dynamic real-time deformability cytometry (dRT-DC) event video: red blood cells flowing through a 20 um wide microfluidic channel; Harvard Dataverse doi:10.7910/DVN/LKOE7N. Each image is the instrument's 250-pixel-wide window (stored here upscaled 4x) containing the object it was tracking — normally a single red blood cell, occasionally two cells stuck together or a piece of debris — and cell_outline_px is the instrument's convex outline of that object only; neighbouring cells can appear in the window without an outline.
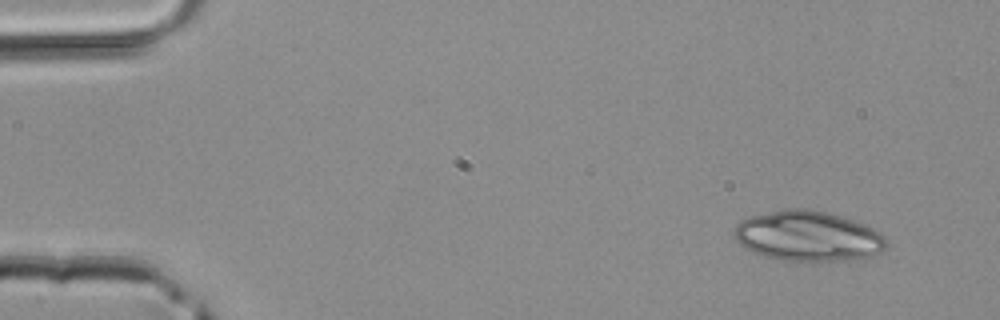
{"species": "common noctule bat (a hibernating species)", "species_latin": "Nyctalus noctula", "temperature_condition": "room temperature", "stored_images_in_passage": 4, "camera_frame_rate_fps": 3000, "um_per_image_px": 0.085, "animal": {"sex": "male", "body_mass_g": 20.4}, "frame": {"image": 1, "passage_image": 1, "time_ms": 0.0, "image_size_px": [1000, 320], "cell_outline_px": [[888, 248], [876, 256], [852, 260], [780, 260], [764, 256], [744, 248], [736, 240], [736, 224], [740, 220], [748, 216], [784, 208], [804, 208], [824, 212], [840, 216], [864, 224], [880, 232], [888, 240]], "centroid_in_image_um": [68.72, 20.07], "position_along_channel_um": 16.3, "area_um2": 44.74}}